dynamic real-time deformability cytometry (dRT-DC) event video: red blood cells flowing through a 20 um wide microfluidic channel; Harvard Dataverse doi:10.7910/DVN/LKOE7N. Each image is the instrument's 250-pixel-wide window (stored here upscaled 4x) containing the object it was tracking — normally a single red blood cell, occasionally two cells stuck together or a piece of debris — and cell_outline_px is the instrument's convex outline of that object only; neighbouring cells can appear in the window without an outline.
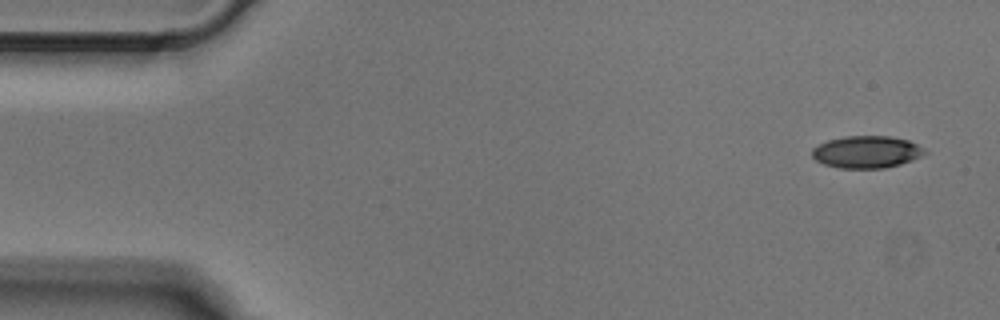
{"species": "Egyptian fruit bat (a non-hibernating species)", "species_latin": "Rousettus aegyptiacus", "temperature_condition": "cold", "stored_images_in_passage": 5, "camera_frame_rate_fps": 3000, "um_per_image_px": 0.085, "animal": {"sex": "male"}, "frame": {"image": 1, "passage_image": 1, "time_ms": 0.0, "image_size_px": [1000, 320], "cell_outline_px": [[928, 152], [912, 160], [900, 164], [884, 168], [840, 168], [824, 164], [816, 160], [812, 156], [812, 148], [828, 140], [844, 136], [892, 136], [908, 140], [924, 148]], "centroid_in_image_um": [73.67, 12.91], "position_along_channel_um": 11.3, "area_um2": 21.1}}